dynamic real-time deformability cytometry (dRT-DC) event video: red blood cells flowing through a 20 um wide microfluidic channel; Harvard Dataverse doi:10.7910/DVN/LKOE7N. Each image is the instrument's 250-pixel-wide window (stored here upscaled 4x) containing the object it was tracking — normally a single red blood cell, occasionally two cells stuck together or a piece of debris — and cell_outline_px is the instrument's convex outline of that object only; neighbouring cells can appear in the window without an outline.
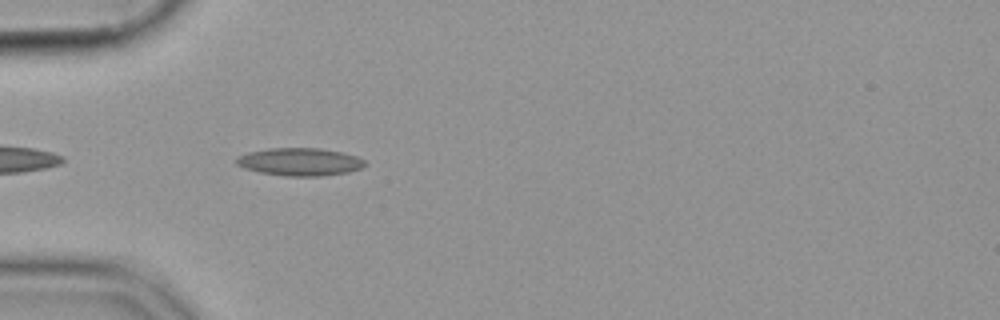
{"species": "common noctule bat (a hibernating species)", "species_latin": "Nyctalus noctula", "temperature_condition": "cold", "stored_images_in_passage": 41, "camera_frame_rate_fps": 3000, "um_per_image_px": 0.085, "animal": {"sex": "female", "body_mass_g": 19.9}, "frame": {"image": 1, "passage_image": 3, "time_ms": 0.667, "image_size_px": [1000, 320], "cell_outline_px": [[368, 164], [364, 168], [348, 172], [320, 176], [284, 176], [260, 172], [244, 168], [236, 164], [236, 156], [248, 152], [268, 148], [320, 148], [344, 152], [356, 156], [364, 160]], "centroid_in_image_um": [25.51, 13.75], "position_along_channel_um": 59.5, "area_um2": 21.04}}
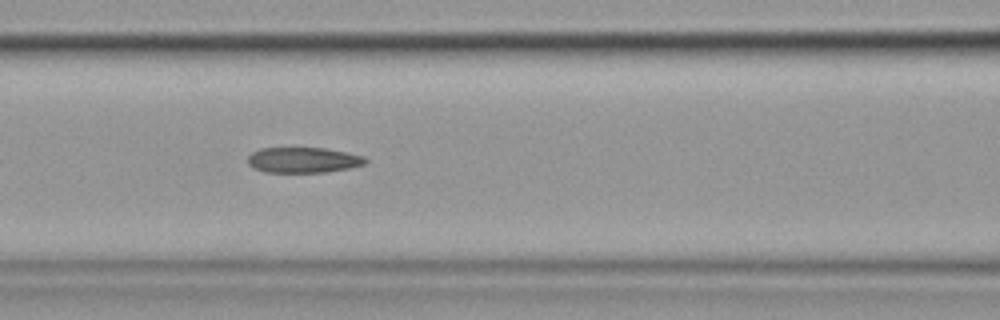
{"frame": {"image": 2, "passage_image": 10, "time_ms": 3.0, "image_size_px": [1000, 320], "cell_outline_px": [[368, 160], [364, 164], [348, 168], [324, 172], [264, 172], [252, 168], [248, 164], [248, 156], [252, 152], [260, 148], [324, 148], [364, 156]], "centroid_in_image_um": [25.73, 13.6], "position_along_channel_um": 140.9, "area_um2": 17.4}}
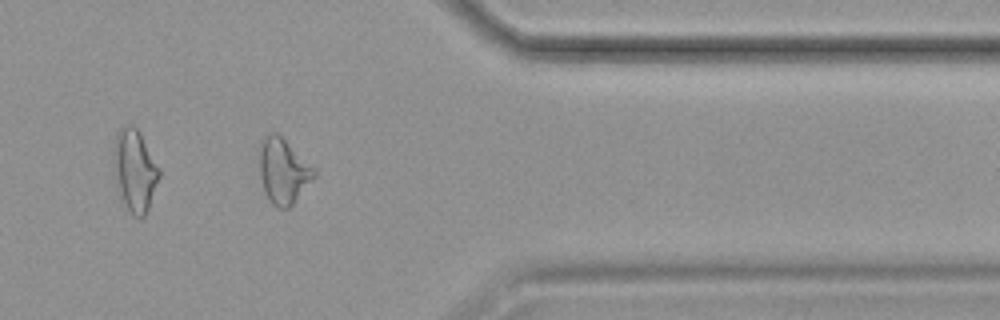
{"frame": {"image": 3, "passage_image": 31, "time_ms": 10.0, "image_size_px": [1000, 320], "cell_outline_px": [[316, 176], [292, 204], [288, 208], [276, 208], [268, 200], [264, 192], [260, 176], [260, 140], [268, 132], [276, 132], [316, 168]], "centroid_in_image_um": [24.07, 14.53], "position_along_channel_um": 387.3, "area_um2": 20.87}}